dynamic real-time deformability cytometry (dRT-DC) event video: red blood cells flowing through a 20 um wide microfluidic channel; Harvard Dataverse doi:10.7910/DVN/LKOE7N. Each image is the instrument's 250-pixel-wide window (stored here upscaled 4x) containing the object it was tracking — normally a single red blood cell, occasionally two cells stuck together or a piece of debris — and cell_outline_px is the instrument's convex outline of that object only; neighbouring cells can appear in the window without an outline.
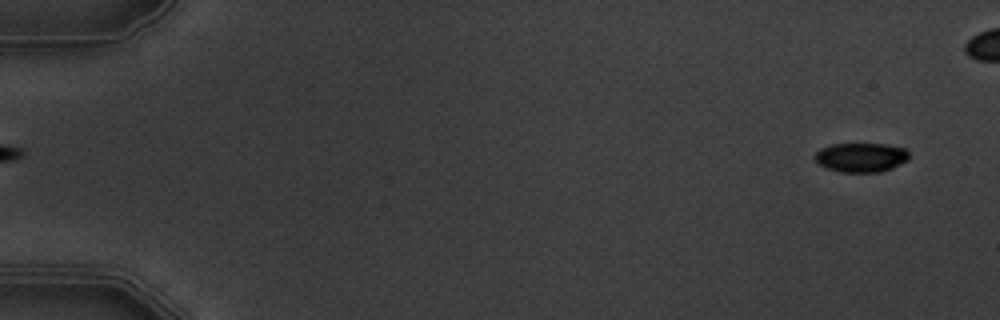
{"species": "common noctule bat (a hibernating species)", "species_latin": "Nyctalus noctula", "temperature_condition": "warm", "stored_images_in_passage": 6, "segment_of_instrument_passage": [2, 2], "camera_frame_rate_fps": 3000, "um_per_image_px": 0.085, "animal": {"sex": "male", "body_mass_g": 19.5, "forearm_length_mm": 54.6}, "frame": {"image": 1, "passage_image": 6, "time_ms": 6.0, "image_size_px": [1000, 320], "cell_outline_px": [[908, 160], [892, 168], [880, 172], [840, 172], [828, 168], [820, 164], [816, 160], [816, 152], [820, 148], [832, 144], [884, 144], [904, 148], [908, 152]], "centroid_in_image_um": [73.2, 13.38], "position_along_channel_um": 11.8, "area_um2": 15.9}}